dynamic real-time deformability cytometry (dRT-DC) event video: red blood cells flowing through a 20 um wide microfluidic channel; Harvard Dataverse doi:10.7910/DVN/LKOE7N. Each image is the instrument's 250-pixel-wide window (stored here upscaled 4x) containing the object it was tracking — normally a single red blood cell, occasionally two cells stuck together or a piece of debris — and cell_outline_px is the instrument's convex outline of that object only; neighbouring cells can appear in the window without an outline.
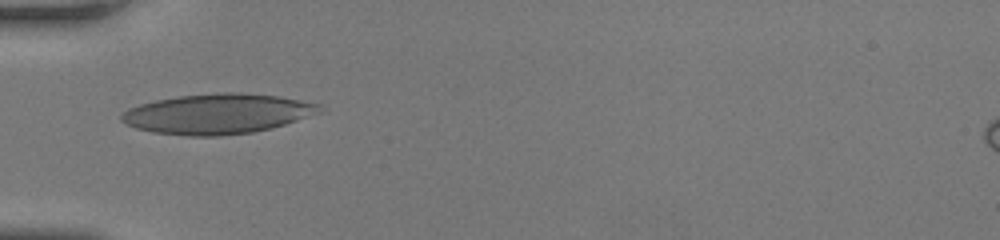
{"species": "human", "species_latin": "Homo sapiens", "temperature_condition": "room temperature", "stored_images_in_passage": 33, "camera_frame_rate_fps": 3000, "um_per_image_px": 0.085, "donor": {"sex": "female"}, "frame": {"image": 1, "passage_image": 1, "time_ms": 0.0, "image_size_px": [1000, 240], "cell_outline_px": [[324, 112], [284, 124], [252, 132], [220, 136], [188, 136], [152, 132], [136, 128], [124, 124], [120, 120], [120, 116], [128, 108], [140, 104], [156, 100], [180, 96], [220, 92], [240, 92], [276, 96], [320, 104]], "centroid_in_image_um": [18.46, 9.68], "position_along_channel_um": 66.5, "area_um2": 46.18}}
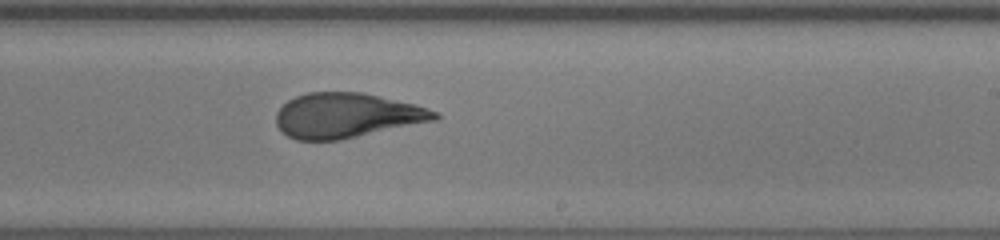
{"frame": {"image": 2, "passage_image": 15, "time_ms": 4.667, "image_size_px": [1000, 240], "cell_outline_px": [[440, 116], [436, 120], [340, 140], [296, 140], [280, 132], [276, 124], [276, 112], [288, 100], [296, 96], [308, 92], [364, 92], [428, 108], [436, 112]], "centroid_in_image_um": [29.42, 9.82], "position_along_channel_um": 259.6, "area_um2": 41.38}}
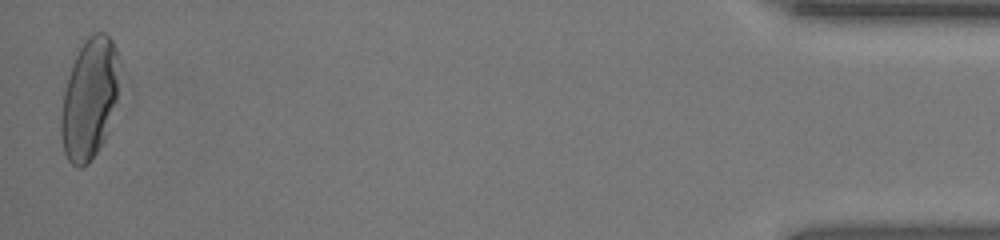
{"frame": {"image": 3, "passage_image": 33, "time_ms": 10.667, "image_size_px": [1000, 240], "cell_outline_px": [[116, 100], [104, 140], [88, 164], [80, 168], [76, 168], [68, 160], [64, 152], [60, 132], [60, 112], [64, 92], [68, 76], [72, 64], [84, 40], [92, 32], [104, 32], [112, 40], [116, 48]], "centroid_in_image_um": [7.54, 8.42], "position_along_channel_um": 427.7, "area_um2": 40.4}, "authors_computed_cell_mechanics": {"area_um2": 41.9628, "velocity_mm_per_s": 4.1994, "shape_relaxation_time_tau1_ms": 5.5796, "shape_relaxation_time_tau2_ms": 1.1573, "deformation_change_tau1": 0.2239, "deformation_change_tau2": 0.0941}}